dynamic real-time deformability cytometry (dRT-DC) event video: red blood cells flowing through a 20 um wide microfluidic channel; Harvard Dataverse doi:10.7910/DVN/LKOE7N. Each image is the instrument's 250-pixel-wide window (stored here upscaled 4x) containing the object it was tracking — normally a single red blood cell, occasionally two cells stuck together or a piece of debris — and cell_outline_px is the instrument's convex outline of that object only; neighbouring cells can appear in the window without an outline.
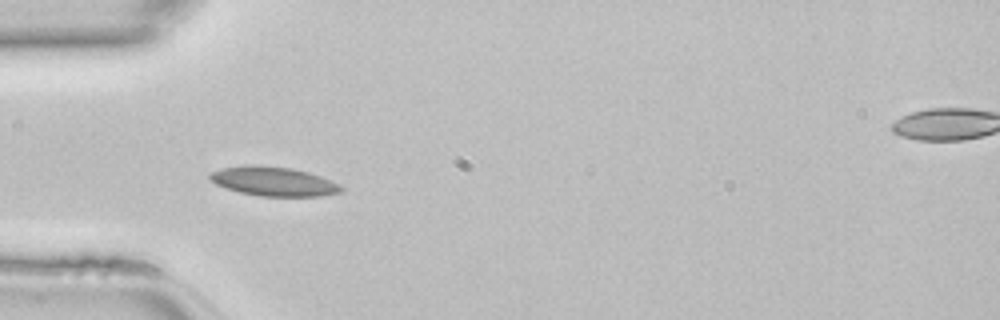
{"species": "common noctule bat (a hibernating species)", "species_latin": "Nyctalus noctula", "temperature_condition": "room temperature", "stored_images_in_passage": 46, "camera_frame_rate_fps": 3000, "um_per_image_px": 0.085, "animal": {"sex": "female", "body_mass_g": 22.7, "forearm_length_mm": 54.2}, "frame": {"image": 1, "passage_image": 14, "time_ms": 4.333, "image_size_px": [1000, 320], "cell_outline_px": [[344, 192], [320, 196], [260, 196], [240, 192], [216, 184], [208, 176], [212, 172], [220, 168], [248, 164], [256, 164], [292, 168], [308, 172], [320, 176], [340, 184], [344, 188]], "centroid_in_image_um": [23.29, 15.41], "position_along_channel_um": 61.7, "area_um2": 22.43}}